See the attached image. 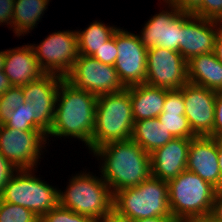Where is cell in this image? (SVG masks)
<instances>
[{
    "label": "cell",
    "mask_w": 222,
    "mask_h": 222,
    "mask_svg": "<svg viewBox=\"0 0 222 222\" xmlns=\"http://www.w3.org/2000/svg\"><path fill=\"white\" fill-rule=\"evenodd\" d=\"M97 96L77 89L63 78L58 89L55 116L47 134L52 137H73L81 140L91 151V138L95 127Z\"/></svg>",
    "instance_id": "6da1fadb"
},
{
    "label": "cell",
    "mask_w": 222,
    "mask_h": 222,
    "mask_svg": "<svg viewBox=\"0 0 222 222\" xmlns=\"http://www.w3.org/2000/svg\"><path fill=\"white\" fill-rule=\"evenodd\" d=\"M102 160L100 175L112 194L149 179L151 156L133 140L111 142L92 151Z\"/></svg>",
    "instance_id": "7a4b0ae2"
},
{
    "label": "cell",
    "mask_w": 222,
    "mask_h": 222,
    "mask_svg": "<svg viewBox=\"0 0 222 222\" xmlns=\"http://www.w3.org/2000/svg\"><path fill=\"white\" fill-rule=\"evenodd\" d=\"M133 125L130 87L98 96L91 152L111 142L130 140Z\"/></svg>",
    "instance_id": "3957f363"
},
{
    "label": "cell",
    "mask_w": 222,
    "mask_h": 222,
    "mask_svg": "<svg viewBox=\"0 0 222 222\" xmlns=\"http://www.w3.org/2000/svg\"><path fill=\"white\" fill-rule=\"evenodd\" d=\"M113 209L128 220L152 217H173L169 208L168 183L150 177L138 186L113 194Z\"/></svg>",
    "instance_id": "277c9868"
},
{
    "label": "cell",
    "mask_w": 222,
    "mask_h": 222,
    "mask_svg": "<svg viewBox=\"0 0 222 222\" xmlns=\"http://www.w3.org/2000/svg\"><path fill=\"white\" fill-rule=\"evenodd\" d=\"M167 183L170 212L178 222L210 215L219 191L211 183L188 170L182 171Z\"/></svg>",
    "instance_id": "5b68a950"
},
{
    "label": "cell",
    "mask_w": 222,
    "mask_h": 222,
    "mask_svg": "<svg viewBox=\"0 0 222 222\" xmlns=\"http://www.w3.org/2000/svg\"><path fill=\"white\" fill-rule=\"evenodd\" d=\"M59 205L96 221L113 209V194L102 177L90 172L72 176L65 191L59 190Z\"/></svg>",
    "instance_id": "8992f818"
},
{
    "label": "cell",
    "mask_w": 222,
    "mask_h": 222,
    "mask_svg": "<svg viewBox=\"0 0 222 222\" xmlns=\"http://www.w3.org/2000/svg\"><path fill=\"white\" fill-rule=\"evenodd\" d=\"M32 172V169L18 170L5 185L0 199L28 208L41 218L59 204V190Z\"/></svg>",
    "instance_id": "52a82bcc"
},
{
    "label": "cell",
    "mask_w": 222,
    "mask_h": 222,
    "mask_svg": "<svg viewBox=\"0 0 222 222\" xmlns=\"http://www.w3.org/2000/svg\"><path fill=\"white\" fill-rule=\"evenodd\" d=\"M31 46L37 63L45 74H56L65 78L79 57L76 31L53 32L39 45Z\"/></svg>",
    "instance_id": "ba28073f"
},
{
    "label": "cell",
    "mask_w": 222,
    "mask_h": 222,
    "mask_svg": "<svg viewBox=\"0 0 222 222\" xmlns=\"http://www.w3.org/2000/svg\"><path fill=\"white\" fill-rule=\"evenodd\" d=\"M65 79L77 89L88 91L97 97L125 89L114 66L80 54Z\"/></svg>",
    "instance_id": "9c48e42d"
},
{
    "label": "cell",
    "mask_w": 222,
    "mask_h": 222,
    "mask_svg": "<svg viewBox=\"0 0 222 222\" xmlns=\"http://www.w3.org/2000/svg\"><path fill=\"white\" fill-rule=\"evenodd\" d=\"M46 136L44 131H21L0 125V153L18 170L34 171L46 147Z\"/></svg>",
    "instance_id": "30bf717a"
},
{
    "label": "cell",
    "mask_w": 222,
    "mask_h": 222,
    "mask_svg": "<svg viewBox=\"0 0 222 222\" xmlns=\"http://www.w3.org/2000/svg\"><path fill=\"white\" fill-rule=\"evenodd\" d=\"M118 50L114 67L125 88L146 82L147 51L138 35L118 28L116 30Z\"/></svg>",
    "instance_id": "8fae6325"
},
{
    "label": "cell",
    "mask_w": 222,
    "mask_h": 222,
    "mask_svg": "<svg viewBox=\"0 0 222 222\" xmlns=\"http://www.w3.org/2000/svg\"><path fill=\"white\" fill-rule=\"evenodd\" d=\"M188 82L187 61L177 51L153 47L147 51L146 84L181 89Z\"/></svg>",
    "instance_id": "7c38bea8"
},
{
    "label": "cell",
    "mask_w": 222,
    "mask_h": 222,
    "mask_svg": "<svg viewBox=\"0 0 222 222\" xmlns=\"http://www.w3.org/2000/svg\"><path fill=\"white\" fill-rule=\"evenodd\" d=\"M169 10H162L146 22L138 35L146 49L163 47L181 54L182 10L166 3Z\"/></svg>",
    "instance_id": "4fadbf2b"
},
{
    "label": "cell",
    "mask_w": 222,
    "mask_h": 222,
    "mask_svg": "<svg viewBox=\"0 0 222 222\" xmlns=\"http://www.w3.org/2000/svg\"><path fill=\"white\" fill-rule=\"evenodd\" d=\"M222 22L181 13V55L186 61L214 52L215 39Z\"/></svg>",
    "instance_id": "5bb4252c"
},
{
    "label": "cell",
    "mask_w": 222,
    "mask_h": 222,
    "mask_svg": "<svg viewBox=\"0 0 222 222\" xmlns=\"http://www.w3.org/2000/svg\"><path fill=\"white\" fill-rule=\"evenodd\" d=\"M63 77L44 74L39 79L22 86L26 101L32 104L33 121L48 134L55 116V104Z\"/></svg>",
    "instance_id": "9a60e30c"
},
{
    "label": "cell",
    "mask_w": 222,
    "mask_h": 222,
    "mask_svg": "<svg viewBox=\"0 0 222 222\" xmlns=\"http://www.w3.org/2000/svg\"><path fill=\"white\" fill-rule=\"evenodd\" d=\"M185 116L196 136H210L215 123L216 91L187 82L181 89Z\"/></svg>",
    "instance_id": "2e32d148"
},
{
    "label": "cell",
    "mask_w": 222,
    "mask_h": 222,
    "mask_svg": "<svg viewBox=\"0 0 222 222\" xmlns=\"http://www.w3.org/2000/svg\"><path fill=\"white\" fill-rule=\"evenodd\" d=\"M186 170L221 190V173L218 163L217 139L197 136L191 139Z\"/></svg>",
    "instance_id": "e0dca14e"
},
{
    "label": "cell",
    "mask_w": 222,
    "mask_h": 222,
    "mask_svg": "<svg viewBox=\"0 0 222 222\" xmlns=\"http://www.w3.org/2000/svg\"><path fill=\"white\" fill-rule=\"evenodd\" d=\"M190 143L189 138H173L155 149L150 154L152 177L168 182L186 170Z\"/></svg>",
    "instance_id": "ac0fdd59"
},
{
    "label": "cell",
    "mask_w": 222,
    "mask_h": 222,
    "mask_svg": "<svg viewBox=\"0 0 222 222\" xmlns=\"http://www.w3.org/2000/svg\"><path fill=\"white\" fill-rule=\"evenodd\" d=\"M3 72L9 78L12 86L17 87L33 82L45 74L37 63L31 44L6 49Z\"/></svg>",
    "instance_id": "d6986e66"
},
{
    "label": "cell",
    "mask_w": 222,
    "mask_h": 222,
    "mask_svg": "<svg viewBox=\"0 0 222 222\" xmlns=\"http://www.w3.org/2000/svg\"><path fill=\"white\" fill-rule=\"evenodd\" d=\"M174 138L197 137L185 116L183 93L180 89H166V99L162 113L157 117Z\"/></svg>",
    "instance_id": "ffe728a7"
},
{
    "label": "cell",
    "mask_w": 222,
    "mask_h": 222,
    "mask_svg": "<svg viewBox=\"0 0 222 222\" xmlns=\"http://www.w3.org/2000/svg\"><path fill=\"white\" fill-rule=\"evenodd\" d=\"M130 99L134 122L157 118L163 110L166 88L154 87L146 83L130 86Z\"/></svg>",
    "instance_id": "44dd1931"
},
{
    "label": "cell",
    "mask_w": 222,
    "mask_h": 222,
    "mask_svg": "<svg viewBox=\"0 0 222 222\" xmlns=\"http://www.w3.org/2000/svg\"><path fill=\"white\" fill-rule=\"evenodd\" d=\"M188 82L213 91L222 90V63L214 52L202 54L187 61Z\"/></svg>",
    "instance_id": "7402d4cb"
},
{
    "label": "cell",
    "mask_w": 222,
    "mask_h": 222,
    "mask_svg": "<svg viewBox=\"0 0 222 222\" xmlns=\"http://www.w3.org/2000/svg\"><path fill=\"white\" fill-rule=\"evenodd\" d=\"M173 138L158 118H150L134 122L130 139L138 143L145 152L151 154Z\"/></svg>",
    "instance_id": "603a6c76"
},
{
    "label": "cell",
    "mask_w": 222,
    "mask_h": 222,
    "mask_svg": "<svg viewBox=\"0 0 222 222\" xmlns=\"http://www.w3.org/2000/svg\"><path fill=\"white\" fill-rule=\"evenodd\" d=\"M50 0H15L12 28L16 36H25L35 29ZM25 33V34H24Z\"/></svg>",
    "instance_id": "cb8c5ba5"
},
{
    "label": "cell",
    "mask_w": 222,
    "mask_h": 222,
    "mask_svg": "<svg viewBox=\"0 0 222 222\" xmlns=\"http://www.w3.org/2000/svg\"><path fill=\"white\" fill-rule=\"evenodd\" d=\"M105 25L102 22L95 21L91 22L85 30L76 31L80 55L92 56L118 29L114 26Z\"/></svg>",
    "instance_id": "d4e9b609"
},
{
    "label": "cell",
    "mask_w": 222,
    "mask_h": 222,
    "mask_svg": "<svg viewBox=\"0 0 222 222\" xmlns=\"http://www.w3.org/2000/svg\"><path fill=\"white\" fill-rule=\"evenodd\" d=\"M26 99L22 87L12 86L0 95V125H4L12 117V111L24 104Z\"/></svg>",
    "instance_id": "484cf974"
},
{
    "label": "cell",
    "mask_w": 222,
    "mask_h": 222,
    "mask_svg": "<svg viewBox=\"0 0 222 222\" xmlns=\"http://www.w3.org/2000/svg\"><path fill=\"white\" fill-rule=\"evenodd\" d=\"M7 128H14L21 131H43L33 121L32 104L26 101L19 108L12 111V117L4 124Z\"/></svg>",
    "instance_id": "4316f807"
},
{
    "label": "cell",
    "mask_w": 222,
    "mask_h": 222,
    "mask_svg": "<svg viewBox=\"0 0 222 222\" xmlns=\"http://www.w3.org/2000/svg\"><path fill=\"white\" fill-rule=\"evenodd\" d=\"M31 210L0 199V222H39Z\"/></svg>",
    "instance_id": "83f0119b"
},
{
    "label": "cell",
    "mask_w": 222,
    "mask_h": 222,
    "mask_svg": "<svg viewBox=\"0 0 222 222\" xmlns=\"http://www.w3.org/2000/svg\"><path fill=\"white\" fill-rule=\"evenodd\" d=\"M39 222H94L91 218L63 208L59 204L44 214Z\"/></svg>",
    "instance_id": "f1b7e54d"
},
{
    "label": "cell",
    "mask_w": 222,
    "mask_h": 222,
    "mask_svg": "<svg viewBox=\"0 0 222 222\" xmlns=\"http://www.w3.org/2000/svg\"><path fill=\"white\" fill-rule=\"evenodd\" d=\"M191 13L201 18L222 22V0H200Z\"/></svg>",
    "instance_id": "f546056e"
},
{
    "label": "cell",
    "mask_w": 222,
    "mask_h": 222,
    "mask_svg": "<svg viewBox=\"0 0 222 222\" xmlns=\"http://www.w3.org/2000/svg\"><path fill=\"white\" fill-rule=\"evenodd\" d=\"M118 50L116 47V31L113 36L103 44L91 57L99 60L103 64L114 66L117 59Z\"/></svg>",
    "instance_id": "4dcf8cb0"
},
{
    "label": "cell",
    "mask_w": 222,
    "mask_h": 222,
    "mask_svg": "<svg viewBox=\"0 0 222 222\" xmlns=\"http://www.w3.org/2000/svg\"><path fill=\"white\" fill-rule=\"evenodd\" d=\"M18 169L0 153V195Z\"/></svg>",
    "instance_id": "1f68e13d"
},
{
    "label": "cell",
    "mask_w": 222,
    "mask_h": 222,
    "mask_svg": "<svg viewBox=\"0 0 222 222\" xmlns=\"http://www.w3.org/2000/svg\"><path fill=\"white\" fill-rule=\"evenodd\" d=\"M209 137L222 139V90L216 91L215 123L213 132Z\"/></svg>",
    "instance_id": "d6a6232c"
},
{
    "label": "cell",
    "mask_w": 222,
    "mask_h": 222,
    "mask_svg": "<svg viewBox=\"0 0 222 222\" xmlns=\"http://www.w3.org/2000/svg\"><path fill=\"white\" fill-rule=\"evenodd\" d=\"M15 0H0V24L7 23L12 26Z\"/></svg>",
    "instance_id": "836d02e7"
},
{
    "label": "cell",
    "mask_w": 222,
    "mask_h": 222,
    "mask_svg": "<svg viewBox=\"0 0 222 222\" xmlns=\"http://www.w3.org/2000/svg\"><path fill=\"white\" fill-rule=\"evenodd\" d=\"M165 3H169L175 6L177 9L183 12H191L200 2V0H163Z\"/></svg>",
    "instance_id": "e575fe53"
},
{
    "label": "cell",
    "mask_w": 222,
    "mask_h": 222,
    "mask_svg": "<svg viewBox=\"0 0 222 222\" xmlns=\"http://www.w3.org/2000/svg\"><path fill=\"white\" fill-rule=\"evenodd\" d=\"M209 216L216 222H222V190L217 192Z\"/></svg>",
    "instance_id": "d590c367"
},
{
    "label": "cell",
    "mask_w": 222,
    "mask_h": 222,
    "mask_svg": "<svg viewBox=\"0 0 222 222\" xmlns=\"http://www.w3.org/2000/svg\"><path fill=\"white\" fill-rule=\"evenodd\" d=\"M94 222H131L125 216L118 214L114 209Z\"/></svg>",
    "instance_id": "8d00e7d4"
},
{
    "label": "cell",
    "mask_w": 222,
    "mask_h": 222,
    "mask_svg": "<svg viewBox=\"0 0 222 222\" xmlns=\"http://www.w3.org/2000/svg\"><path fill=\"white\" fill-rule=\"evenodd\" d=\"M214 54L216 58L222 63V25L220 26L215 39Z\"/></svg>",
    "instance_id": "74e56055"
},
{
    "label": "cell",
    "mask_w": 222,
    "mask_h": 222,
    "mask_svg": "<svg viewBox=\"0 0 222 222\" xmlns=\"http://www.w3.org/2000/svg\"><path fill=\"white\" fill-rule=\"evenodd\" d=\"M11 87H12V84L9 78L5 75L3 70L0 71V95L5 93Z\"/></svg>",
    "instance_id": "f35d334b"
},
{
    "label": "cell",
    "mask_w": 222,
    "mask_h": 222,
    "mask_svg": "<svg viewBox=\"0 0 222 222\" xmlns=\"http://www.w3.org/2000/svg\"><path fill=\"white\" fill-rule=\"evenodd\" d=\"M131 222H178L174 217H152L133 220Z\"/></svg>",
    "instance_id": "ab89813d"
},
{
    "label": "cell",
    "mask_w": 222,
    "mask_h": 222,
    "mask_svg": "<svg viewBox=\"0 0 222 222\" xmlns=\"http://www.w3.org/2000/svg\"><path fill=\"white\" fill-rule=\"evenodd\" d=\"M217 149H218L219 170L221 173V190H222V139H217Z\"/></svg>",
    "instance_id": "60d3db41"
},
{
    "label": "cell",
    "mask_w": 222,
    "mask_h": 222,
    "mask_svg": "<svg viewBox=\"0 0 222 222\" xmlns=\"http://www.w3.org/2000/svg\"><path fill=\"white\" fill-rule=\"evenodd\" d=\"M182 222H216L211 216L194 217Z\"/></svg>",
    "instance_id": "b9f144b4"
},
{
    "label": "cell",
    "mask_w": 222,
    "mask_h": 222,
    "mask_svg": "<svg viewBox=\"0 0 222 222\" xmlns=\"http://www.w3.org/2000/svg\"><path fill=\"white\" fill-rule=\"evenodd\" d=\"M6 50L0 51V71L3 70L5 64Z\"/></svg>",
    "instance_id": "7bdbcfd3"
}]
</instances>
